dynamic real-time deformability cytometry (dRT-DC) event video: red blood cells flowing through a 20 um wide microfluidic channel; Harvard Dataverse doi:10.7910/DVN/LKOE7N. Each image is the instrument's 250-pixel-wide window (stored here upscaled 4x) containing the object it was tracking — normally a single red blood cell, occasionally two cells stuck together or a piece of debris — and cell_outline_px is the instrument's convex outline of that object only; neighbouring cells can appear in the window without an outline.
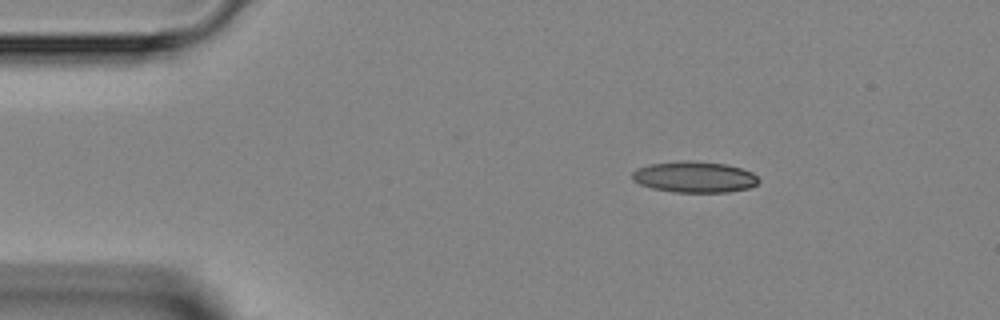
{"species": "Egyptian fruit bat (a non-hibernating species)", "species_latin": "Rousettus aegyptiacus", "temperature_condition": "room temperature", "stored_images_in_passage": 40, "camera_frame_rate_fps": 3000, "um_per_image_px": 0.085, "animal": {"sex": "female"}, "frame": {"image": 1, "passage_image": 1, "time_ms": 0.0, "image_size_px": [1000, 320], "cell_outline_px": [[760, 180], [756, 184], [748, 188], [728, 192], [672, 192], [652, 188], [640, 184], [632, 180], [632, 172], [636, 168], [648, 164], [680, 160], [688, 160], [728, 164], [752, 172]], "centroid_in_image_um": [58.99, 15.03], "position_along_channel_um": 26.0, "area_um2": 23.12}}
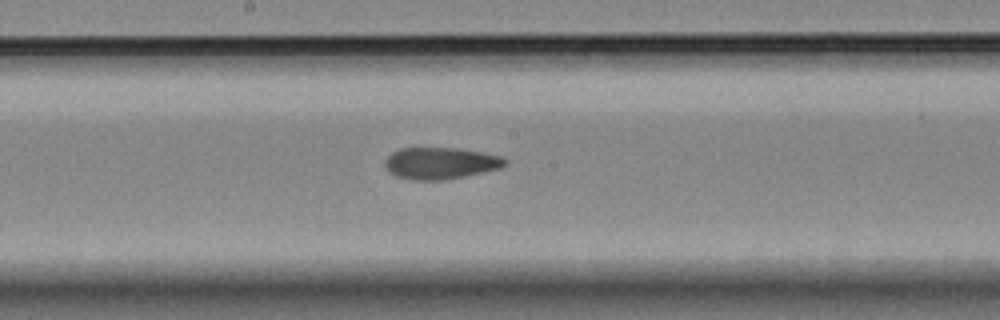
{"frame": {"image": 2, "passage_image": 18, "time_ms": 5.667, "image_size_px": [1000, 320], "cell_outline_px": [[508, 164], [500, 168], [464, 176], [444, 180], [412, 180], [396, 176], [388, 172], [384, 168], [384, 160], [392, 152], [400, 148], [456, 148], [480, 152], [500, 156], [508, 160]], "centroid_in_image_um": [37.4, 13.87], "position_along_channel_um": 210.8, "area_um2": 22.25}}
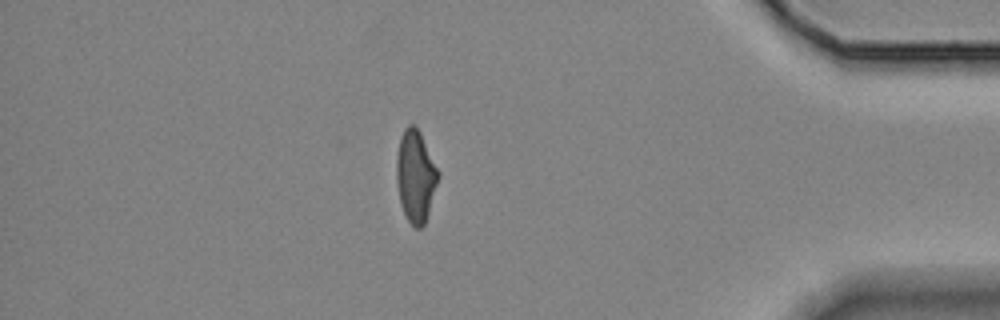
{"frame": {"image": 3, "passage_image": 34, "time_ms": 11.0, "image_size_px": [1000, 320], "cell_outline_px": [[440, 172], [428, 212], [424, 224], [420, 228], [416, 228], [408, 220], [400, 204], [396, 180], [396, 156], [400, 136], [404, 128], [408, 124], [416, 124]], "centroid_in_image_um": [35.3, 14.91], "position_along_channel_um": 399.9, "area_um2": 22.31}}